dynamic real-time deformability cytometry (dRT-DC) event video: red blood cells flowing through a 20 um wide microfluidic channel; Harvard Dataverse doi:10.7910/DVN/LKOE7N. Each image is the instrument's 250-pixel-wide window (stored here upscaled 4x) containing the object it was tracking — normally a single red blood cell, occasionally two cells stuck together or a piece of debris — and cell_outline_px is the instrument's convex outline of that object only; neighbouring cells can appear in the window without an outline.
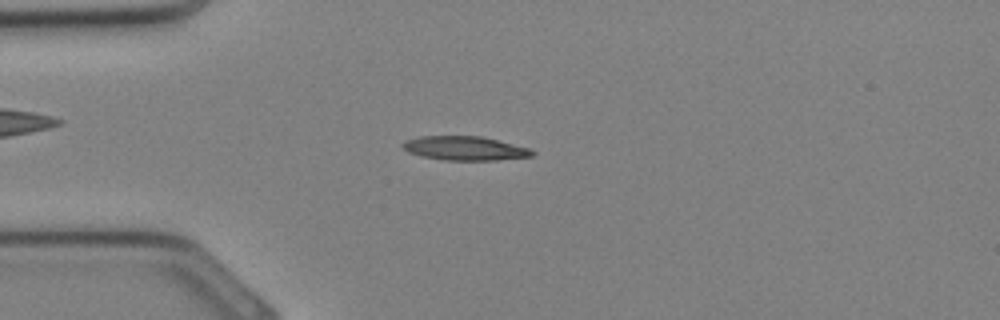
{"species": "Egyptian fruit bat (a non-hibernating species)", "species_latin": "Rousettus aegyptiacus", "temperature_condition": "cold", "stored_images_in_passage": 29, "camera_frame_rate_fps": 3000, "um_per_image_px": 0.085, "animal": {"sex": "female"}, "frame": {"image": 1, "passage_image": 5, "time_ms": 1.333, "image_size_px": [1000, 320], "cell_outline_px": [[536, 152], [532, 156], [496, 160], [444, 160], [420, 156], [408, 152], [400, 144], [404, 140], [420, 136], [480, 136], [528, 148]], "centroid_in_image_um": [39.45, 12.6], "position_along_channel_um": 45.5, "area_um2": 18.03}}
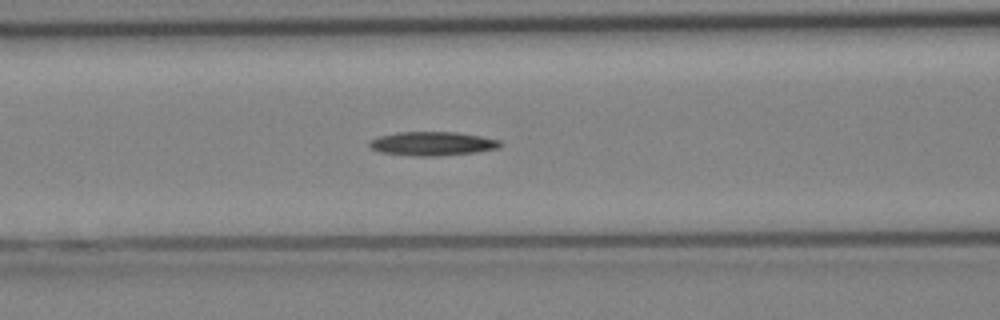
{"frame": {"image": 2, "passage_image": 10, "time_ms": 3.0, "image_size_px": [1000, 320], "cell_outline_px": [[504, 144], [500, 148], [476, 152], [436, 156], [416, 156], [380, 152], [372, 148], [368, 144], [368, 140], [380, 136], [400, 132], [456, 132], [480, 136], [500, 140]], "centroid_in_image_um": [36.78, 12.21], "position_along_channel_um": 129.8, "area_um2": 18.21}}
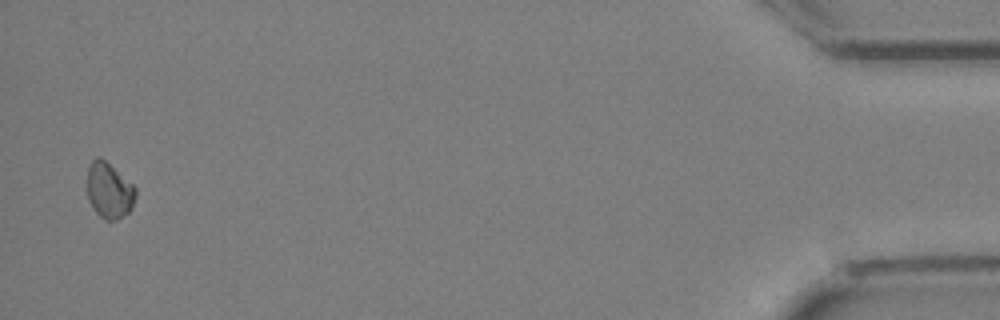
{"frame": {"image": 3, "passage_image": 29, "time_ms": 9.333, "image_size_px": [1000, 320], "cell_outline_px": [[136, 196], [132, 208], [128, 212], [116, 220], [104, 220], [96, 212], [88, 200], [88, 168], [92, 160], [96, 156], [100, 156], [132, 184], [136, 188]], "centroid_in_image_um": [9.28, 16.2], "position_along_channel_um": 425.9, "area_um2": 15.61}}